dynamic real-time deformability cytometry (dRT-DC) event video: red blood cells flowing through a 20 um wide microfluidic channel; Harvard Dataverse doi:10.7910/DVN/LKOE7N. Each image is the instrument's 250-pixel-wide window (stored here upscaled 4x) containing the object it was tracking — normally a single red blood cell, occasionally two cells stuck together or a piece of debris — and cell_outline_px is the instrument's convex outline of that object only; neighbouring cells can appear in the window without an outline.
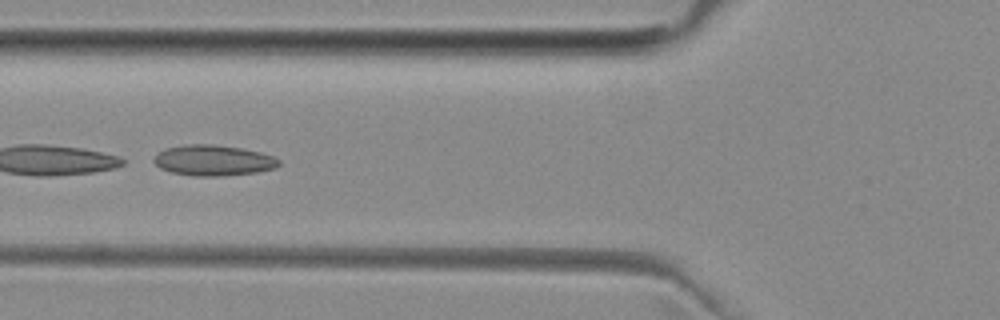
{"species": "common noctule bat (a hibernating species)", "species_latin": "Nyctalus noctula", "temperature_condition": "room temperature", "stored_images_in_passage": 7, "camera_frame_rate_fps": 3000, "um_per_image_px": 0.085, "animal": {"sex": "female", "body_mass_g": 29.2, "forearm_length_mm": 56.3}, "frame": {"image": 1, "passage_image": 6, "time_ms": 6.0, "image_size_px": [1000, 320], "cell_outline_px": [[280, 164], [276, 168], [256, 172], [224, 176], [192, 176], [172, 172], [160, 168], [152, 160], [156, 152], [164, 148], [184, 144], [212, 144], [244, 148], [260, 152], [272, 156], [280, 160]], "centroid_in_image_um": [18.1, 13.62], "position_along_channel_um": 107.7, "area_um2": 22.66}}